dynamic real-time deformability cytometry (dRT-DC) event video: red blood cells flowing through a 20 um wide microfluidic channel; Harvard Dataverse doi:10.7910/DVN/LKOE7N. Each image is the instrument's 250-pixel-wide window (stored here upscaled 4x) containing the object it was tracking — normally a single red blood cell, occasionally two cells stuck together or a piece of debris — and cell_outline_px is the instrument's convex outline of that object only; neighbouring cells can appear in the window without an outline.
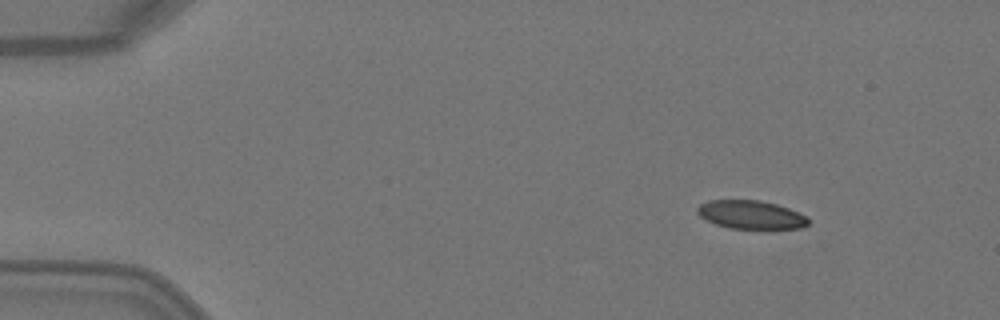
{"species": "Egyptian fruit bat (a non-hibernating species)", "species_latin": "Rousettus aegyptiacus", "temperature_condition": "warm", "stored_images_in_passage": 4, "camera_frame_rate_fps": 3000, "um_per_image_px": 0.085, "animal": {"sex": "female"}, "frame": {"image": 1, "passage_image": 1, "time_ms": 0.0, "image_size_px": [1000, 320], "cell_outline_px": [[808, 224], [800, 228], [768, 232], [728, 228], [716, 224], [700, 216], [696, 212], [696, 208], [700, 204], [708, 200], [760, 200], [776, 204], [788, 208], [808, 216]], "centroid_in_image_um": [63.88, 18.3], "position_along_channel_um": 21.1, "area_um2": 19.31}}
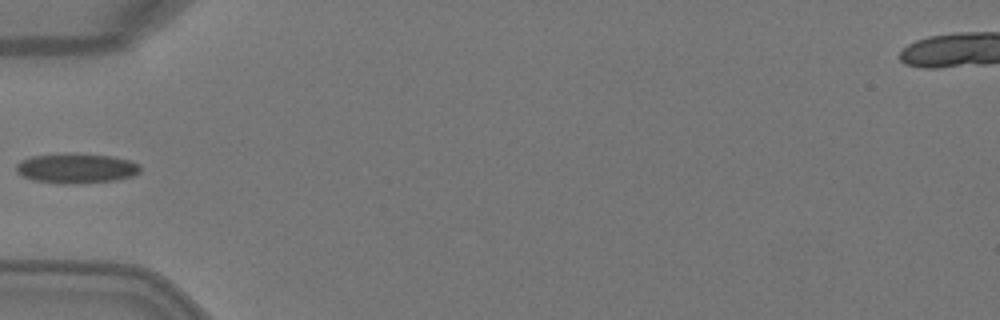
{"frame": {"image": 2, "passage_image": 4, "time_ms": 1.0, "image_size_px": [1000, 320], "cell_outline_px": [[140, 172], [132, 176], [116, 180], [80, 184], [60, 184], [32, 180], [16, 172], [16, 164], [20, 160], [32, 156], [64, 152], [76, 152], [112, 156], [132, 160], [140, 164]], "centroid_in_image_um": [6.49, 14.29], "position_along_channel_um": 78.5, "area_um2": 22.31}}